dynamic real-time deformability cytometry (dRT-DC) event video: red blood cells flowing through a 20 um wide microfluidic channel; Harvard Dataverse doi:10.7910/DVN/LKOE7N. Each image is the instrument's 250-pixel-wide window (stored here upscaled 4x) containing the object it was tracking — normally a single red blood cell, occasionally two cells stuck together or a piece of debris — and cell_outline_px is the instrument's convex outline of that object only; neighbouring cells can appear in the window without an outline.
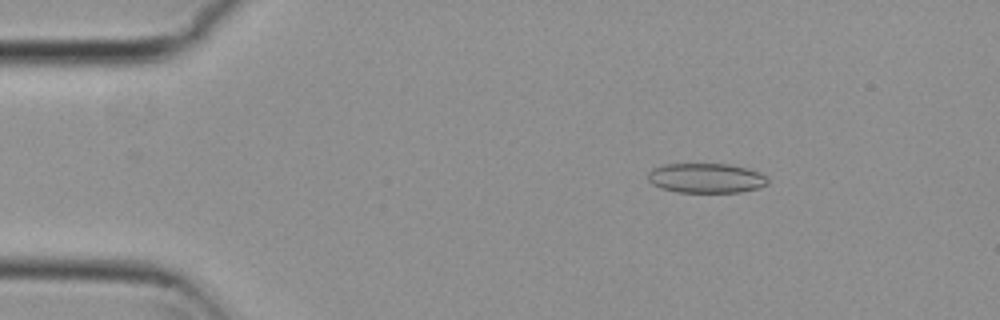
{"species": "common noctule bat (a hibernating species)", "species_latin": "Nyctalus noctula", "temperature_condition": "cold", "stored_images_in_passage": 40, "camera_frame_rate_fps": 3000, "um_per_image_px": 0.085, "animal": {"sex": "female", "body_mass_g": 29.2, "forearm_length_mm": 56.3}, "frame": {"image": 1, "passage_image": 4, "time_ms": 1.0, "image_size_px": [1000, 320], "cell_outline_px": [[768, 184], [760, 188], [740, 192], [676, 192], [660, 188], [652, 184], [648, 180], [648, 172], [652, 168], [664, 164], [728, 164], [760, 172], [768, 180]], "centroid_in_image_um": [59.99, 15.14], "position_along_channel_um": 25.0, "area_um2": 20.81}}
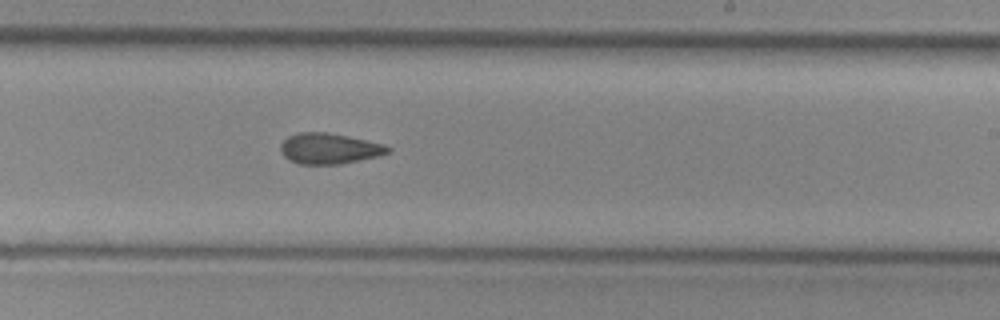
{"frame": {"image": 2, "passage_image": 28, "time_ms": 9.0, "image_size_px": [1000, 320], "cell_outline_px": [[392, 148], [388, 152], [380, 156], [340, 164], [300, 164], [288, 160], [280, 152], [280, 144], [288, 136], [300, 132], [328, 132], [348, 136], [384, 144]], "centroid_in_image_um": [27.97, 12.63], "position_along_channel_um": 261.0, "area_um2": 19.31}}
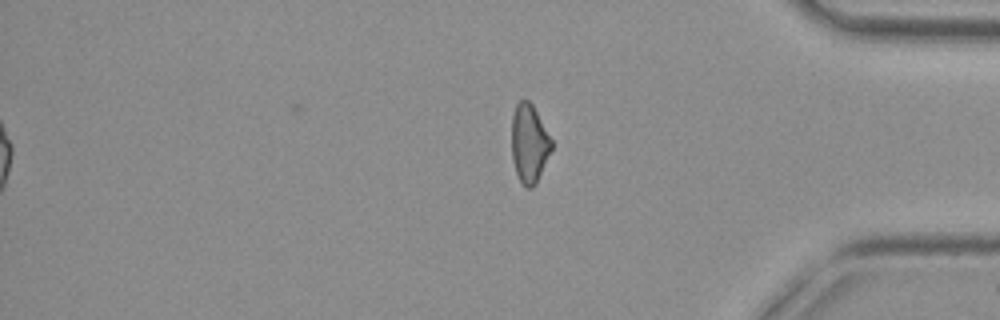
{"frame": {"image": 3, "passage_image": 40, "time_ms": 13.0, "image_size_px": [1000, 320], "cell_outline_px": [[552, 148], [536, 184], [532, 188], [524, 188], [516, 172], [512, 160], [512, 116], [516, 104], [520, 100], [528, 100], [532, 104], [552, 140]], "centroid_in_image_um": [44.97, 12.21], "position_along_channel_um": 390.2, "area_um2": 18.15}, "authors_computed_cell_mechanics": {"area_um2": 19.5942, "velocity_mm_per_s": 3.8056, "shape_relaxation_time_tau1_ms": null, "shape_relaxation_time_tau2_ms": 7.4107, "deformation_change_tau1": null, "deformation_change_tau2": 0.142}}